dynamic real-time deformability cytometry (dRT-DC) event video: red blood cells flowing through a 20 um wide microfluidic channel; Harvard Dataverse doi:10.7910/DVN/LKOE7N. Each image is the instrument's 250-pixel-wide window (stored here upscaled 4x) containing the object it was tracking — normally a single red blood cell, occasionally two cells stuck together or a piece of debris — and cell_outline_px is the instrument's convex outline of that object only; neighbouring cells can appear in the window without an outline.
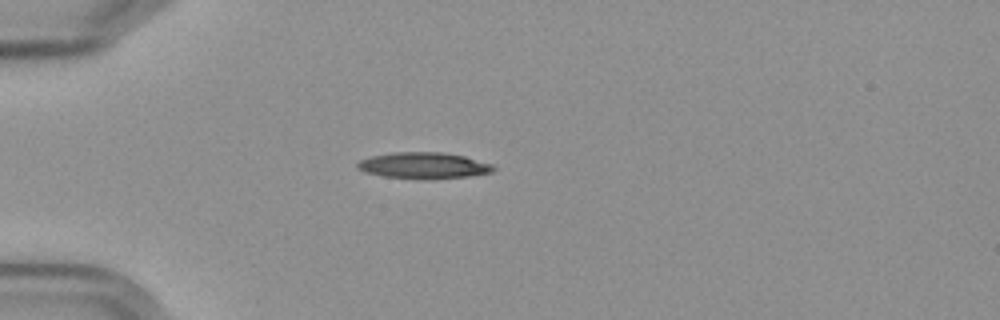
{"species": "Egyptian fruit bat (a non-hibernating species)", "species_latin": "Rousettus aegyptiacus", "temperature_condition": "cold", "stored_images_in_passage": 5, "camera_frame_rate_fps": 3000, "um_per_image_px": 0.085, "frame": {"image": 1, "passage_image": 5, "time_ms": 4.667, "image_size_px": [1000, 320], "cell_outline_px": [[496, 168], [492, 172], [468, 176], [384, 176], [368, 172], [356, 168], [356, 164], [360, 160], [372, 156], [392, 152], [444, 152], [464, 156], [492, 164]], "centroid_in_image_um": [36.01, 14.0], "position_along_channel_um": 49.0, "area_um2": 19.59}}